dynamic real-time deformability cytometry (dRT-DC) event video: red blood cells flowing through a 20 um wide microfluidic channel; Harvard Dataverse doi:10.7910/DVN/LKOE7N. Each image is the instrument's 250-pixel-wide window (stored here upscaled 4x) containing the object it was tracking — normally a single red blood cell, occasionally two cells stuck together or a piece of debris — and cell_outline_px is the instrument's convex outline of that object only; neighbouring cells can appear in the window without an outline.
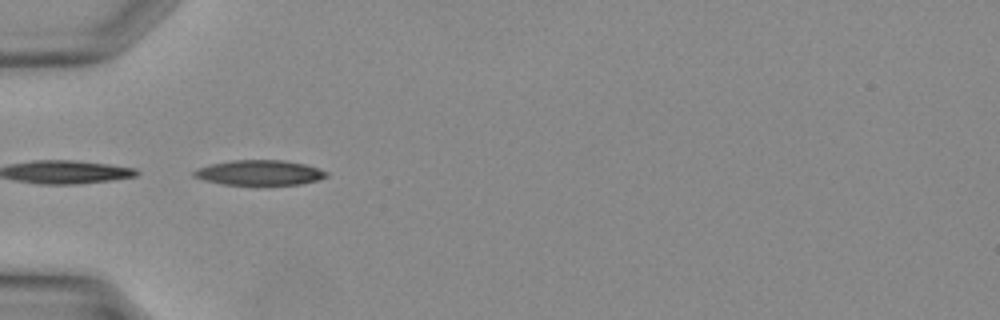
{"species": "Egyptian fruit bat (a non-hibernating species)", "species_latin": "Rousettus aegyptiacus", "temperature_condition": "warm", "stored_images_in_passage": 12, "camera_frame_rate_fps": 3000, "um_per_image_px": 0.085, "animal": {"sex": "female"}, "frame": {"image": 1, "passage_image": 3, "time_ms": 0.667, "image_size_px": [1000, 320], "cell_outline_px": [[328, 176], [320, 180], [300, 184], [220, 184], [204, 180], [192, 176], [192, 172], [196, 168], [212, 164], [232, 160], [284, 160], [304, 164], [328, 172]], "centroid_in_image_um": [22.04, 14.67], "position_along_channel_um": 63.0, "area_um2": 19.25}}
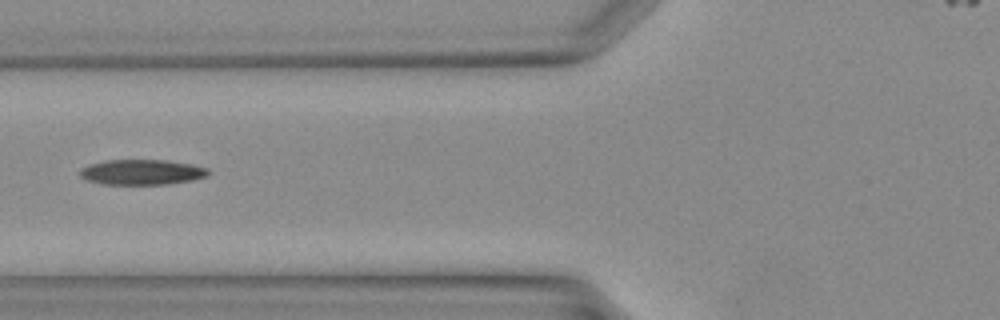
{"frame": {"image": 2, "passage_image": 6, "time_ms": 1.667, "image_size_px": [1000, 320], "cell_outline_px": [[208, 176], [192, 180], [168, 184], [104, 184], [88, 180], [80, 176], [80, 168], [88, 164], [104, 160], [168, 160], [192, 164], [208, 168]], "centroid_in_image_um": [12.05, 14.62], "position_along_channel_um": 113.7, "area_um2": 18.96}}